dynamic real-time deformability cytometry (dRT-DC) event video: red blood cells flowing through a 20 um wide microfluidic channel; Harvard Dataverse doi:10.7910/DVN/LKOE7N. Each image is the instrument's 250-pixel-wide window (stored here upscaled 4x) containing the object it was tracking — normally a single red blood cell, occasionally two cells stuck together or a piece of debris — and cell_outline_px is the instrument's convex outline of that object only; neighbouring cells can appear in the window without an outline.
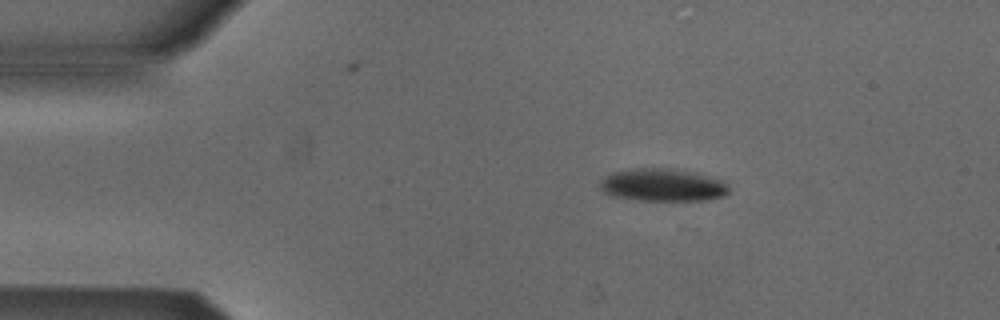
{"species": "Egyptian fruit bat (a non-hibernating species)", "species_latin": "Rousettus aegyptiacus", "temperature_condition": "cold", "stored_images_in_passage": 3, "camera_frame_rate_fps": 3000, "um_per_image_px": 0.085, "animal": {"sex": "male"}, "frame": {"image": 1, "passage_image": 2, "time_ms": 0.333, "image_size_px": [1000, 320], "cell_outline_px": [[728, 192], [724, 196], [704, 200], [640, 200], [612, 196], [604, 192], [600, 188], [600, 180], [604, 176], [612, 172], [628, 168], [668, 168], [692, 172], [724, 180], [728, 184]], "centroid_in_image_um": [56.3, 15.71], "position_along_channel_um": 28.7, "area_um2": 24.62}}